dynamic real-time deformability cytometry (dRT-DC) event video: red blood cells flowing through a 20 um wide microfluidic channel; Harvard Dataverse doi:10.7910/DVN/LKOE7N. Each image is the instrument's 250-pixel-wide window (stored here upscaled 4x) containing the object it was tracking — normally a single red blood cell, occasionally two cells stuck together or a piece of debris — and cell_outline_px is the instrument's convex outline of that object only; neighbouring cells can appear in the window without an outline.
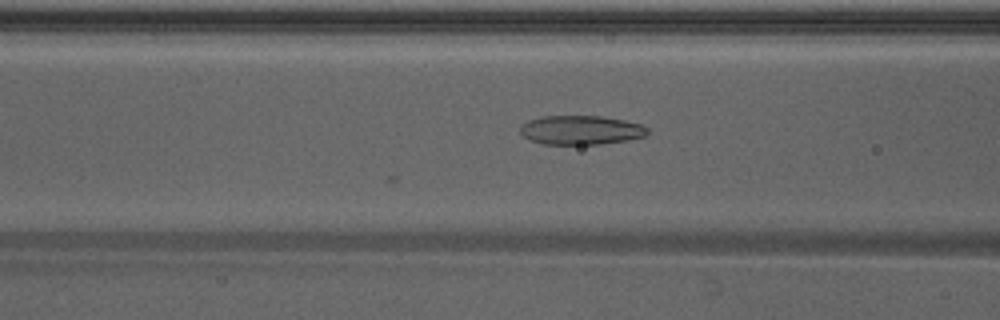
{"species": "Egyptian fruit bat (a non-hibernating species)", "species_latin": "Rousettus aegyptiacus", "temperature_condition": "warm", "stored_images_in_passage": 4, "camera_frame_rate_fps": 3000, "um_per_image_px": 0.085, "animal": {"sex": "male"}, "frame": {"image": 1, "passage_image": 4, "time_ms": 1.0, "image_size_px": [1000, 320], "cell_outline_px": [[648, 132], [644, 136], [628, 140], [600, 144], [540, 144], [528, 140], [520, 132], [520, 128], [528, 120], [544, 116], [600, 116], [624, 120], [640, 124], [648, 128]], "centroid_in_image_um": [49.36, 11.06], "position_along_channel_um": 117.2, "area_um2": 21.56}}